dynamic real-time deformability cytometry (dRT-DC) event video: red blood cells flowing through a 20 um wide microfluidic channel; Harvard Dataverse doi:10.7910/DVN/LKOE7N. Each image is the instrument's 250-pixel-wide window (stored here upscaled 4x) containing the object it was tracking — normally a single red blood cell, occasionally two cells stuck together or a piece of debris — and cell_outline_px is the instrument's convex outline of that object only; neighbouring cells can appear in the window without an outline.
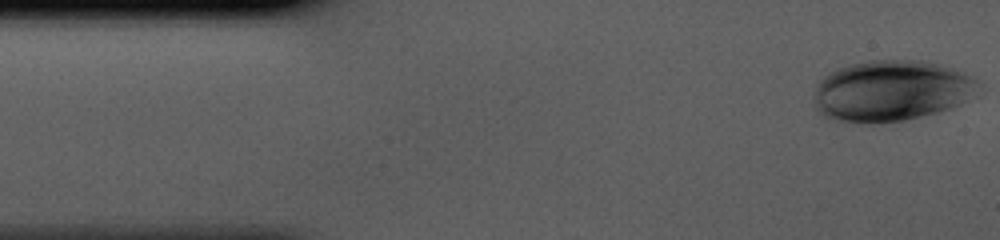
{"species": "human", "species_latin": "Homo sapiens", "temperature_condition": "cold", "stored_images_in_passage": 42, "camera_frame_rate_fps": 3000, "um_per_image_px": 0.085, "donor": {"sex": "male"}, "frame": {"image": 1, "passage_image": 1, "time_ms": 0.0, "image_size_px": [1000, 240], "cell_outline_px": [[980, 84], [960, 104], [952, 108], [904, 120], [876, 124], [868, 124], [836, 120], [820, 116], [816, 112], [816, 84], [828, 72], [836, 68], [848, 64], [864, 60], [920, 60], [936, 64], [964, 72], [972, 76]], "centroid_in_image_um": [75.68, 7.72], "position_along_channel_um": 9.3, "area_um2": 58.44}}
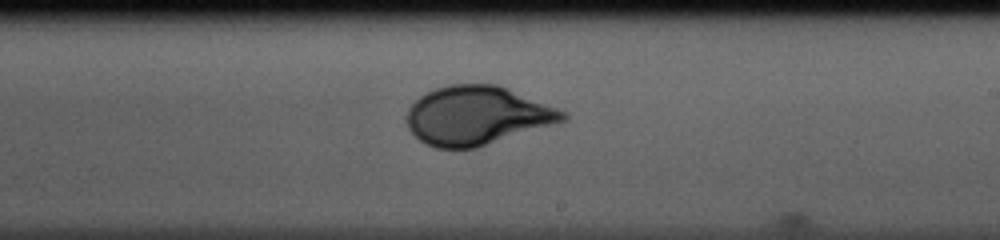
{"frame": {"image": 2, "passage_image": 24, "time_ms": 7.667, "image_size_px": [1000, 240], "cell_outline_px": [[568, 120], [476, 148], [436, 148], [424, 144], [408, 128], [408, 108], [420, 96], [436, 88], [452, 84], [496, 84], [568, 112]], "centroid_in_image_um": [40.57, 9.83], "position_along_channel_um": 248.4, "area_um2": 53.12}}
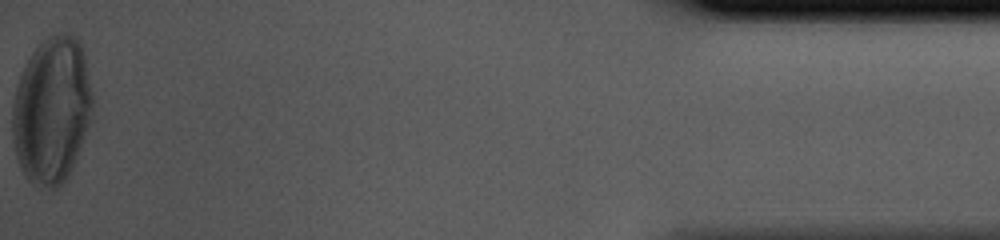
{"frame": {"image": 3, "passage_image": 42, "time_ms": 13.667, "image_size_px": [1000, 240], "cell_outline_px": [[92, 120], [68, 176], [56, 188], [36, 188], [24, 176], [20, 168], [16, 156], [12, 140], [12, 104], [16, 88], [20, 76], [32, 52], [48, 36], [56, 32], [68, 32], [76, 36], [84, 52], [92, 92]], "centroid_in_image_um": [4.4, 9.38], "position_along_channel_um": 430.8, "area_um2": 69.13}}